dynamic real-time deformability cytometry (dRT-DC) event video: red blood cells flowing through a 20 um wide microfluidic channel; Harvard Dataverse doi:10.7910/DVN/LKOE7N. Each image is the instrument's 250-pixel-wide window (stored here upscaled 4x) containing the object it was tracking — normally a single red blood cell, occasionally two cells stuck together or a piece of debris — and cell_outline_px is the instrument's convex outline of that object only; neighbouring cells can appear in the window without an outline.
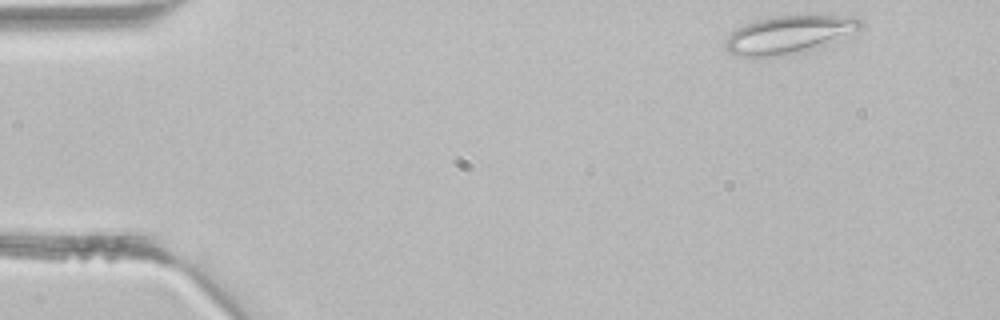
{"species": "common noctule bat (a hibernating species)", "species_latin": "Nyctalus noctula", "temperature_condition": "room temperature", "stored_images_in_passage": 3, "camera_frame_rate_fps": 3000, "um_per_image_px": 0.085, "animal": {"sex": "male", "body_mass_g": 21.5, "forearm_length_mm": 52.0}, "frame": {"image": 1, "passage_image": 1, "time_ms": 0.0, "image_size_px": [1000, 320], "cell_outline_px": [[864, 24], [860, 28], [836, 40], [816, 48], [784, 56], [764, 60], [740, 56], [728, 52], [724, 48], [724, 40], [736, 28], [744, 24], [756, 20], [776, 16], [852, 16], [864, 20]], "centroid_in_image_um": [66.98, 2.98], "position_along_channel_um": 18.0, "area_um2": 30.29}}